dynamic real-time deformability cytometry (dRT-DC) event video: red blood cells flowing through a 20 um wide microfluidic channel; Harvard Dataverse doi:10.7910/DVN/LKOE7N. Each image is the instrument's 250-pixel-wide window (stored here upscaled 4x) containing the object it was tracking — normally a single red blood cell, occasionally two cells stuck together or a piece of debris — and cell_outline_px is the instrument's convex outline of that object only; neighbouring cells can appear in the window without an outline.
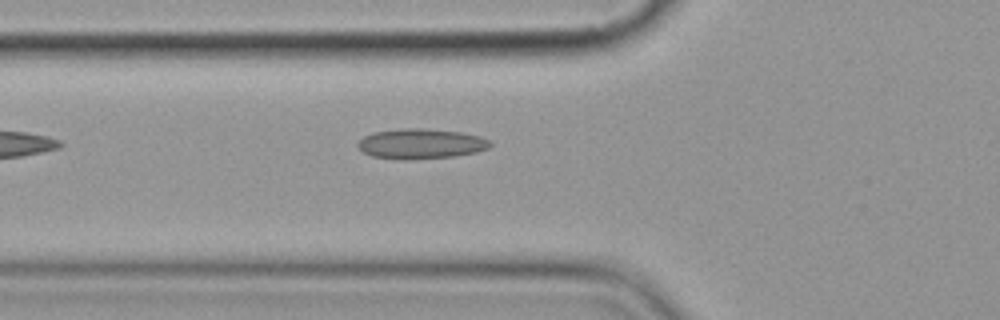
{"species": "common noctule bat (a hibernating species)", "species_latin": "Nyctalus noctula", "temperature_condition": "cold", "stored_images_in_passage": 6, "camera_frame_rate_fps": 3000, "um_per_image_px": 0.085, "animal": {"sex": "female", "body_mass_g": 19.9}, "frame": {"image": 1, "passage_image": 6, "time_ms": 6.0, "image_size_px": [1000, 320], "cell_outline_px": [[492, 144], [488, 148], [476, 152], [456, 156], [412, 160], [400, 160], [372, 156], [364, 152], [356, 144], [364, 136], [372, 132], [400, 128], [424, 128], [460, 132], [480, 136], [488, 140]], "centroid_in_image_um": [35.76, 12.22], "position_along_channel_um": 90.0, "area_um2": 23.41}}